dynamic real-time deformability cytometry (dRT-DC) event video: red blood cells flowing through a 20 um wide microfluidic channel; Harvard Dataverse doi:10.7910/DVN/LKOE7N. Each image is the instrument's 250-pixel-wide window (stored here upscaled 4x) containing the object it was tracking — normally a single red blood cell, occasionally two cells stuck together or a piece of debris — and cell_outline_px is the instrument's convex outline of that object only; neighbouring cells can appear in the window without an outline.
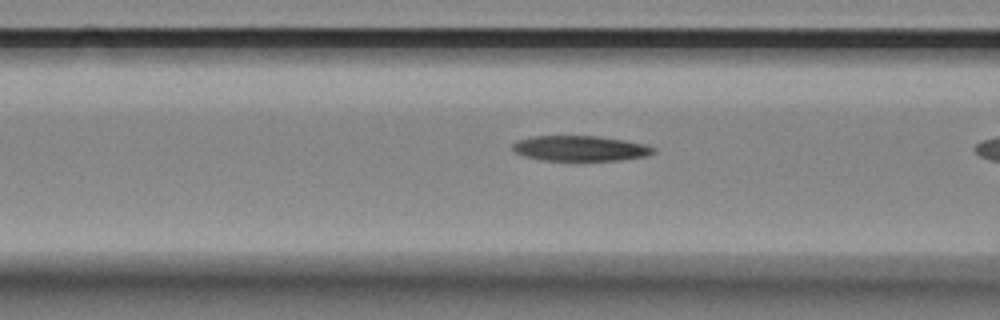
{"species": "Egyptian fruit bat (a non-hibernating species)", "species_latin": "Rousettus aegyptiacus", "temperature_condition": "room temperature", "stored_images_in_passage": 37, "camera_frame_rate_fps": 3000, "um_per_image_px": 0.085, "animal": {"sex": "female"}, "frame": {"image": 1, "passage_image": 11, "time_ms": 3.333, "image_size_px": [1000, 320], "cell_outline_px": [[656, 152], [648, 156], [620, 160], [540, 160], [524, 156], [516, 152], [512, 148], [512, 144], [516, 140], [532, 136], [596, 136], [624, 140], [644, 144], [656, 148]], "centroid_in_image_um": [49.32, 12.61], "position_along_channel_um": 117.3, "area_um2": 20.81}}
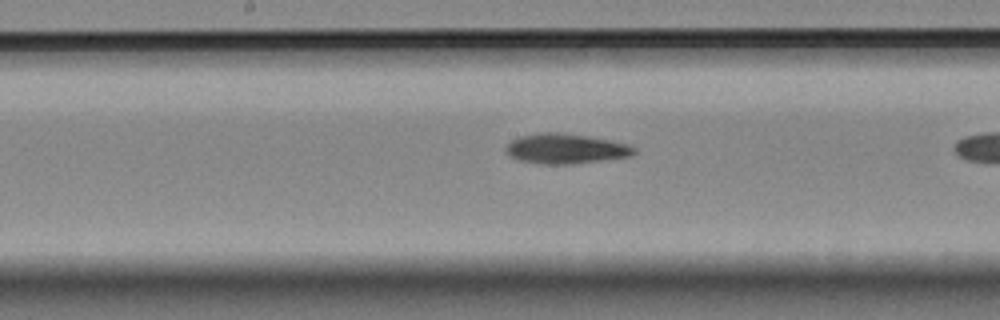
{"frame": {"image": 2, "passage_image": 18, "time_ms": 5.667, "image_size_px": [1000, 320], "cell_outline_px": [[636, 152], [632, 156], [568, 164], [544, 164], [520, 160], [512, 156], [504, 148], [512, 140], [520, 136], [536, 132], [560, 132], [588, 136], [612, 140], [628, 144], [636, 148]], "centroid_in_image_um": [48.11, 12.62], "position_along_channel_um": 200.1, "area_um2": 22.31}}
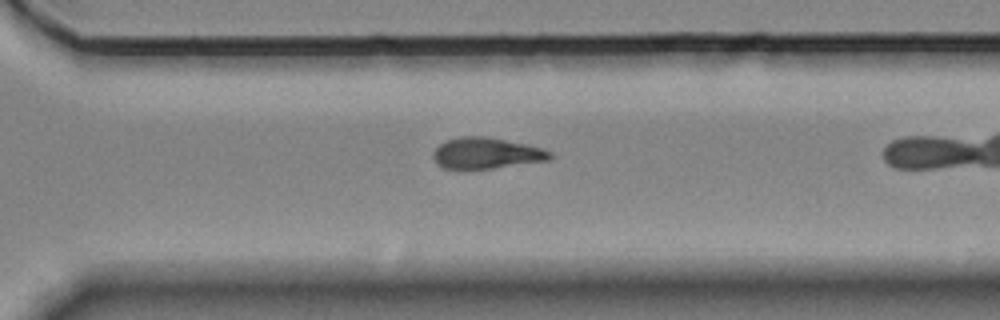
{"frame": {"image": 3, "passage_image": 29, "time_ms": 9.333, "image_size_px": [1000, 320], "cell_outline_px": [[552, 160], [492, 168], [444, 168], [436, 164], [432, 156], [432, 152], [444, 140], [460, 136], [484, 136], [528, 144], [552, 152]], "centroid_in_image_um": [41.33, 13.01], "position_along_channel_um": 329.3, "area_um2": 21.21}, "authors_computed_cell_mechanics": {"area_um2": 21.964, "velocity_mm_per_s": 3.5305, "shape_relaxation_time_tau1_ms": 7.0934, "shape_relaxation_time_tau2_ms": 9.7868, "deformation_change_tau1": 0.1776, "deformation_change_tau2": 0.1824}}